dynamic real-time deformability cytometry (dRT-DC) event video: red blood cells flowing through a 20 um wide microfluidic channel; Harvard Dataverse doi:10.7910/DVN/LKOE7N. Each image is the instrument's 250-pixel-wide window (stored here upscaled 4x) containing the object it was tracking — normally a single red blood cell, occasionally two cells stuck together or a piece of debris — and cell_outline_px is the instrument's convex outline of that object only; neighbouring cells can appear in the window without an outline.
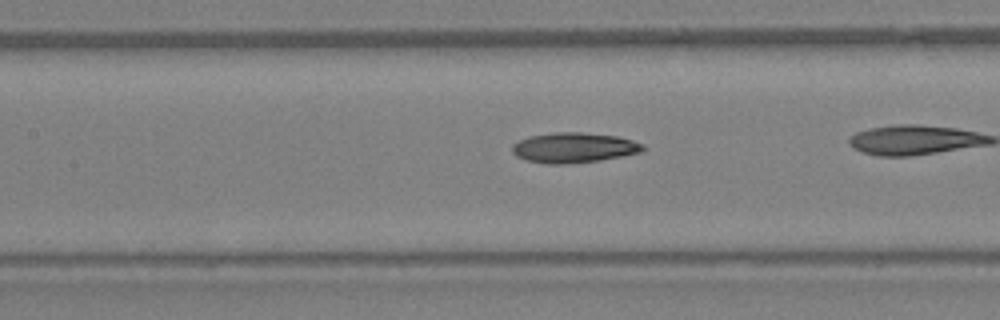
{"species": "Egyptian fruit bat (a non-hibernating species)", "species_latin": "Rousettus aegyptiacus", "temperature_condition": "warm", "stored_images_in_passage": 22, "camera_frame_rate_fps": 3000, "um_per_image_px": 0.085, "animal": {"sex": "female"}, "frame": {"image": 1, "passage_image": 7, "time_ms": 2.0, "image_size_px": [1000, 320], "cell_outline_px": [[644, 148], [640, 152], [600, 160], [564, 164], [544, 164], [524, 160], [516, 156], [512, 152], [512, 144], [528, 136], [556, 132], [580, 132], [616, 136], [632, 140], [644, 144]], "centroid_in_image_um": [48.72, 12.55], "position_along_channel_um": 158.7, "area_um2": 22.95}}